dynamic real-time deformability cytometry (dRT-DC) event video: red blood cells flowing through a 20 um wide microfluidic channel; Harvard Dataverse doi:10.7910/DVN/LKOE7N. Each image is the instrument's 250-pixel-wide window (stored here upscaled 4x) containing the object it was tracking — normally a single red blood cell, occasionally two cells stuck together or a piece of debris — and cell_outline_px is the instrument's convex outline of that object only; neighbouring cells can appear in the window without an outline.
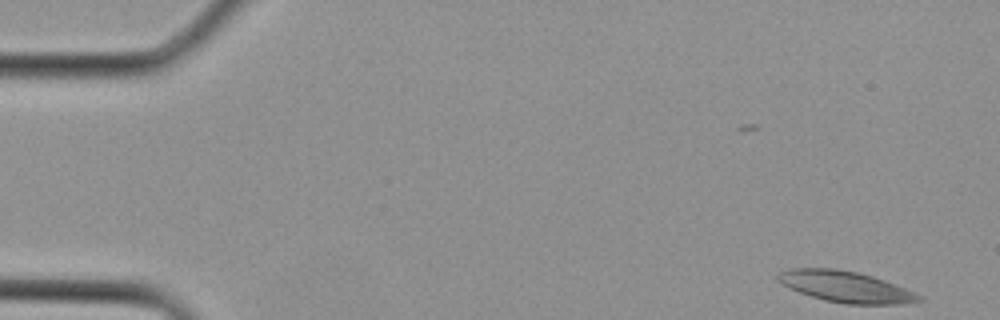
{"species": "Egyptian fruit bat (a non-hibernating species)", "species_latin": "Rousettus aegyptiacus", "temperature_condition": "cold", "stored_images_in_passage": 3, "camera_frame_rate_fps": 3000, "um_per_image_px": 0.085, "animal": {"sex": "female"}, "frame": {"image": 1, "passage_image": 1, "time_ms": 0.0, "image_size_px": [1000, 320], "cell_outline_px": [[924, 300], [900, 304], [848, 304], [824, 300], [800, 292], [776, 280], [776, 272], [792, 268], [836, 268], [856, 272], [872, 276], [884, 280], [916, 292], [924, 296]], "centroid_in_image_um": [71.91, 24.36], "position_along_channel_um": 13.1, "area_um2": 25.55}}
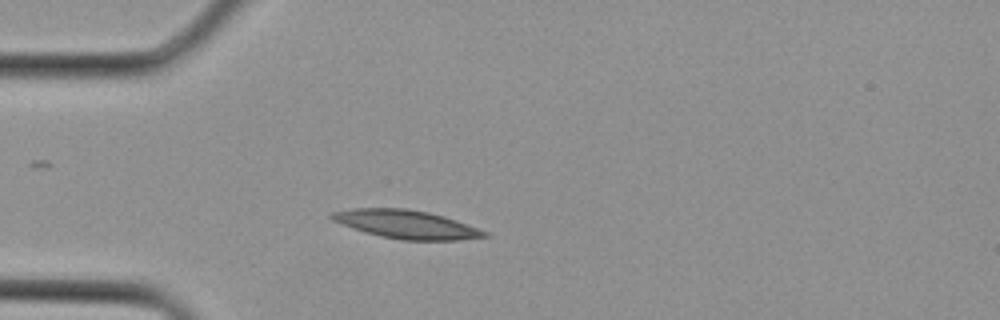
{"frame": {"image": 2, "passage_image": 3, "time_ms": 0.667, "image_size_px": [1000, 320], "cell_outline_px": [[488, 236], [460, 240], [400, 240], [380, 236], [364, 232], [352, 228], [332, 220], [328, 216], [332, 212], [352, 208], [404, 208], [428, 212], [444, 216], [456, 220], [488, 232]], "centroid_in_image_um": [34.51, 19.07], "position_along_channel_um": 50.5, "area_um2": 25.26}}